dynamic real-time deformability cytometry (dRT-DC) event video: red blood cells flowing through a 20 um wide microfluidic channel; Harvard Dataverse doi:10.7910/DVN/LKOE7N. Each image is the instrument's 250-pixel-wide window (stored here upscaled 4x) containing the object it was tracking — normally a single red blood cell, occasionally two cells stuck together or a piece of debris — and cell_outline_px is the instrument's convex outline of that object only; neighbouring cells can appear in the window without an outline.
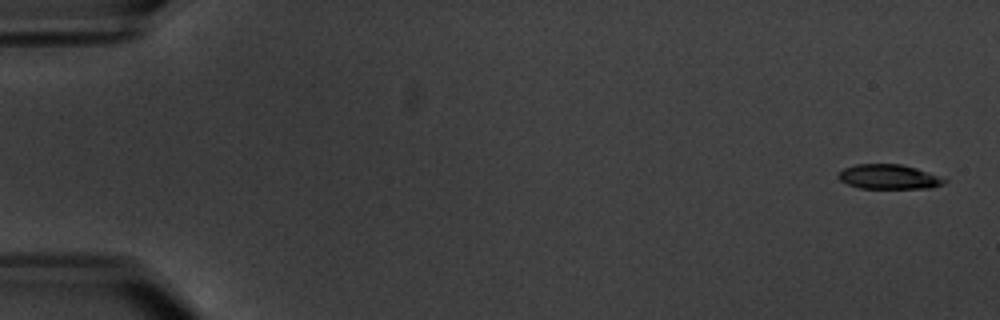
{"species": "common noctule bat (a hibernating species)", "species_latin": "Nyctalus noctula", "temperature_condition": "warm", "stored_images_in_passage": 6, "camera_frame_rate_fps": 3000, "um_per_image_px": 0.085, "animal": {"sex": "male", "body_mass_g": 20.1, "forearm_length_mm": 53.5}, "frame": {"image": 1, "passage_image": 1, "time_ms": 0.0, "image_size_px": [1000, 320], "cell_outline_px": [[948, 180], [944, 184], [932, 188], [860, 188], [848, 184], [840, 180], [836, 176], [844, 168], [856, 164], [900, 164], [916, 168]], "centroid_in_image_um": [75.54, 15.03], "position_along_channel_um": 9.5, "area_um2": 15.09}}